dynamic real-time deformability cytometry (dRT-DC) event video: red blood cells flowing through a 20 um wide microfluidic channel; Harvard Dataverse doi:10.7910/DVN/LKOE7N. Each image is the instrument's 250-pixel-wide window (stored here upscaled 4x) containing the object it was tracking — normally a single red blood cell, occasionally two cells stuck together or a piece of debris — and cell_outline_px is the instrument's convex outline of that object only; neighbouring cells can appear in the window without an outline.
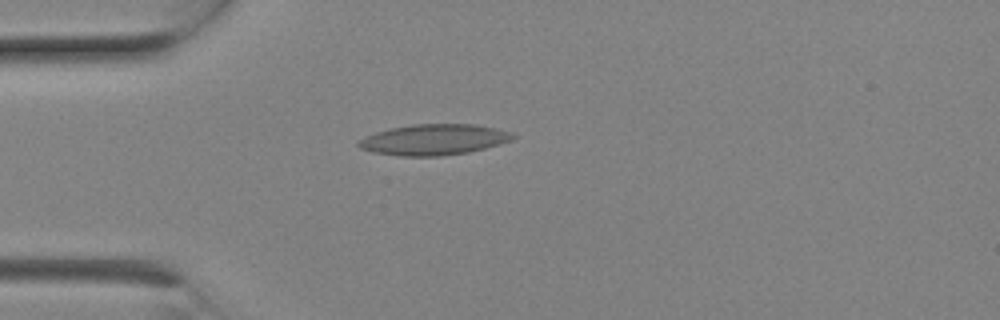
{"species": "Egyptian fruit bat (a non-hibernating species)", "species_latin": "Rousettus aegyptiacus", "temperature_condition": "room temperature", "stored_images_in_passage": 3, "camera_frame_rate_fps": 3000, "um_per_image_px": 0.085, "animal": {"sex": "female"}, "frame": {"image": 1, "passage_image": 1, "time_ms": 0.0, "image_size_px": [1000, 320], "cell_outline_px": [[516, 136], [512, 140], [500, 144], [468, 152], [440, 156], [400, 156], [372, 152], [360, 148], [356, 144], [356, 140], [364, 136], [388, 128], [412, 124], [476, 124], [496, 128], [512, 132]], "centroid_in_image_um": [36.84, 11.86], "position_along_channel_um": 48.2, "area_um2": 27.98}}
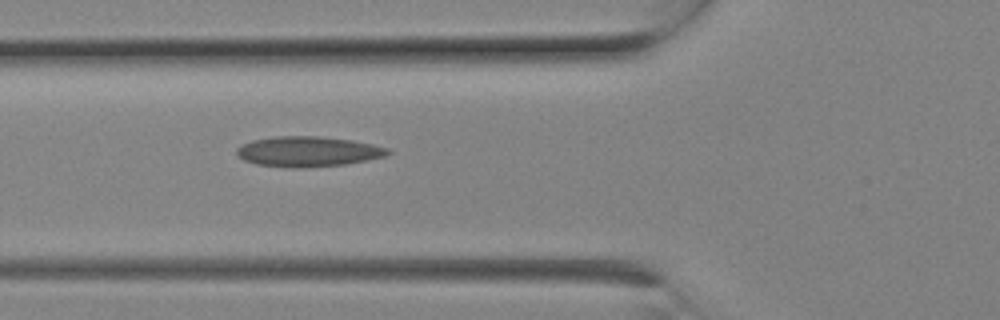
{"frame": {"image": 2, "passage_image": 3, "time_ms": 0.667, "image_size_px": [1000, 320], "cell_outline_px": [[392, 152], [384, 156], [344, 164], [300, 168], [292, 168], [256, 164], [244, 160], [236, 156], [236, 148], [252, 140], [276, 136], [316, 136], [352, 140], [372, 144], [388, 148]], "centroid_in_image_um": [26.14, 12.88], "position_along_channel_um": 99.7, "area_um2": 26.47}}